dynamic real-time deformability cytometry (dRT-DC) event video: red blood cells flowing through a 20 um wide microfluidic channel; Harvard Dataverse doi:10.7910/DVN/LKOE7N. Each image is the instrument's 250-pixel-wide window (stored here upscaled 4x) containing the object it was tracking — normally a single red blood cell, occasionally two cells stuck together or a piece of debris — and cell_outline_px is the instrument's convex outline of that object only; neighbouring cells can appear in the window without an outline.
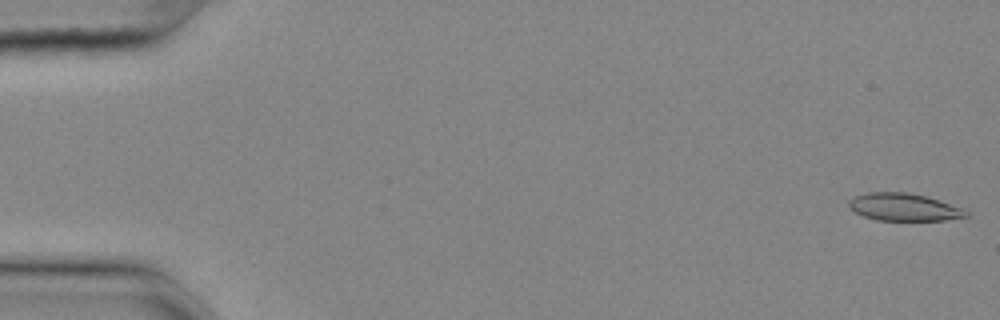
{"species": "common noctule bat (a hibernating species)", "species_latin": "Nyctalus noctula", "temperature_condition": "cold", "stored_images_in_passage": 56, "camera_frame_rate_fps": 3000, "um_per_image_px": 0.085, "animal": {"sex": "female", "body_mass_g": 25.1}, "frame": {"image": 1, "passage_image": 1, "time_ms": 0.0, "image_size_px": [1000, 320], "cell_outline_px": [[972, 216], [944, 220], [876, 220], [864, 216], [848, 208], [848, 200], [856, 196], [868, 192], [908, 192], [940, 200], [964, 208]], "centroid_in_image_um": [76.86, 17.6], "position_along_channel_um": 8.1, "area_um2": 18.9}}
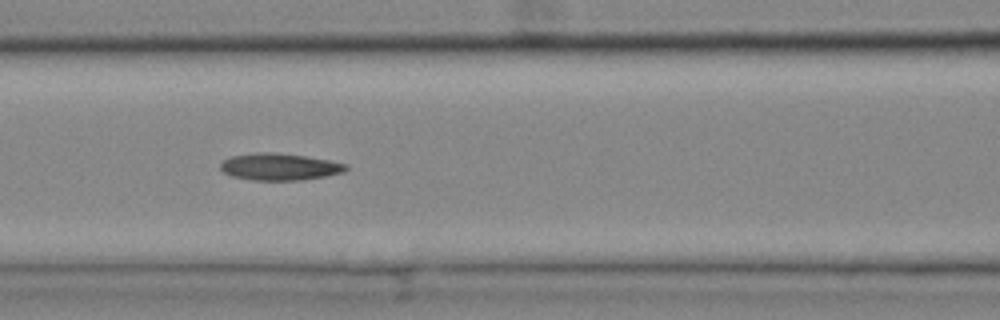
{"frame": {"image": 2, "passage_image": 24, "time_ms": 7.667, "image_size_px": [1000, 320], "cell_outline_px": [[348, 168], [344, 172], [324, 176], [300, 180], [252, 180], [232, 176], [224, 172], [220, 168], [220, 164], [224, 160], [232, 156], [260, 152], [268, 152], [304, 156], [328, 160], [348, 164]], "centroid_in_image_um": [23.76, 14.18], "position_along_channel_um": 142.8, "area_um2": 19.42}}
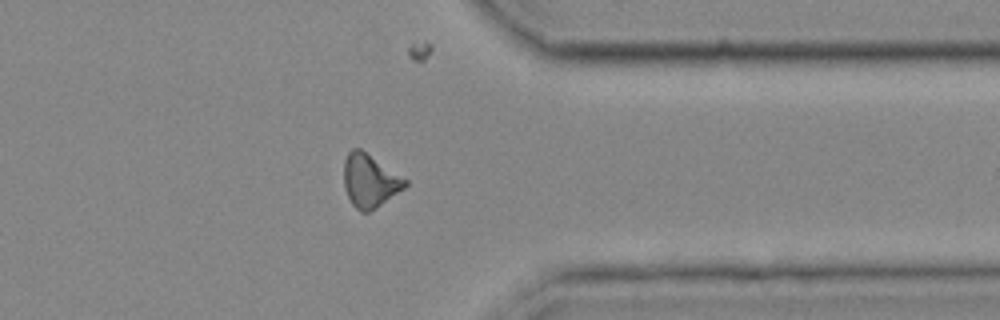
{"frame": {"image": 3, "passage_image": 44, "time_ms": 14.333, "image_size_px": [1000, 320], "cell_outline_px": [[408, 184], [404, 188], [368, 212], [360, 212], [352, 204], [344, 188], [344, 160], [348, 152], [352, 148], [360, 148], [408, 180]], "centroid_in_image_um": [31.41, 15.34], "position_along_channel_um": 380.0, "area_um2": 18.73}}